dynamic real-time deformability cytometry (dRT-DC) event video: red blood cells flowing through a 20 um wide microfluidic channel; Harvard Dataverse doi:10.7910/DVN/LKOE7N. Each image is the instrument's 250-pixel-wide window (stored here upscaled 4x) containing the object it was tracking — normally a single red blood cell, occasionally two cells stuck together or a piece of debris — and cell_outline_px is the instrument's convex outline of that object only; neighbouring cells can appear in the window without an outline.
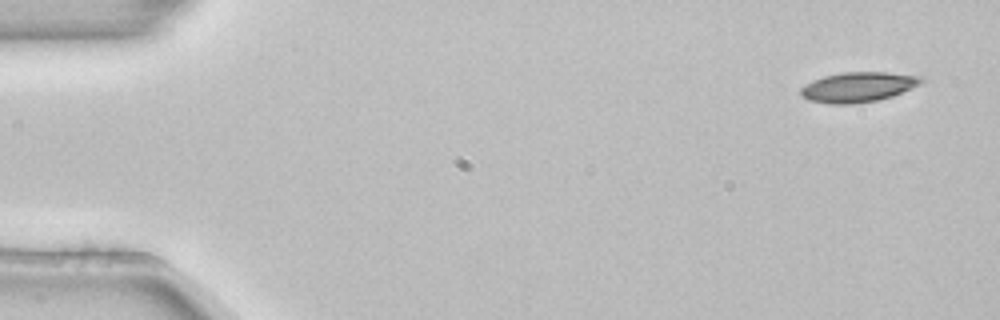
{"species": "common noctule bat (a hibernating species)", "species_latin": "Nyctalus noctula", "temperature_condition": "room temperature", "stored_images_in_passage": 3, "camera_frame_rate_fps": 3000, "um_per_image_px": 0.085, "animal": {"sex": "female", "body_mass_g": 22.7, "forearm_length_mm": 54.2}, "frame": {"image": 1, "passage_image": 1, "time_ms": 0.0, "image_size_px": [1000, 320], "cell_outline_px": [[924, 80], [920, 84], [892, 96], [876, 100], [852, 104], [828, 104], [808, 100], [800, 96], [800, 88], [804, 84], [812, 80], [824, 76], [844, 72], [884, 72], [920, 76]], "centroid_in_image_um": [72.87, 7.4], "position_along_channel_um": 12.1, "area_um2": 21.04}}
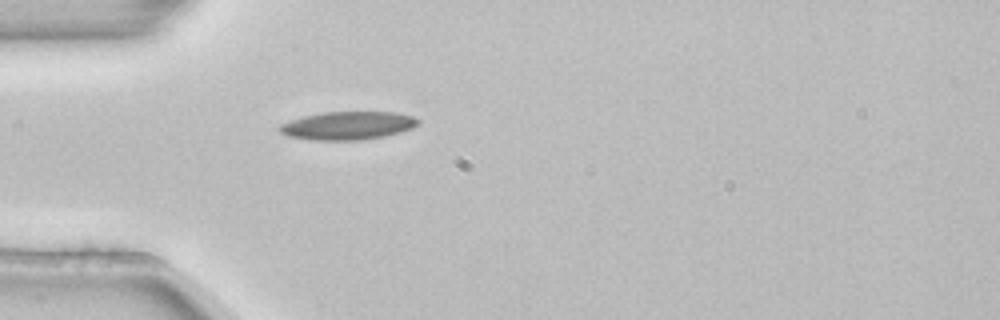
{"frame": {"image": 2, "passage_image": 3, "time_ms": 0.667, "image_size_px": [1000, 320], "cell_outline_px": [[420, 124], [412, 128], [400, 132], [384, 136], [360, 140], [312, 140], [288, 136], [280, 132], [276, 128], [280, 124], [304, 116], [320, 112], [396, 112], [412, 116], [420, 120]], "centroid_in_image_um": [29.56, 10.67], "position_along_channel_um": 55.4, "area_um2": 22.83}}